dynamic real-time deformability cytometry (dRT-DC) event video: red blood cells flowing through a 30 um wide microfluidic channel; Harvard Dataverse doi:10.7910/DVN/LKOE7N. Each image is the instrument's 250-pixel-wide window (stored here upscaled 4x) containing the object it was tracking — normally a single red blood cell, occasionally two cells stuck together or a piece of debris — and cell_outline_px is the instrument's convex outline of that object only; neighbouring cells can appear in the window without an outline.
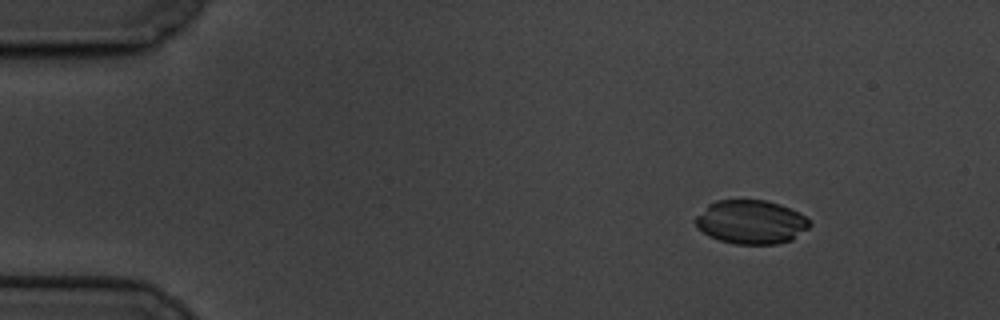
{"species": "common noctule bat (a hibernating species)", "species_latin": "Nyctalus noctula", "temperature_condition": "cold", "stored_images_in_passage": 60, "camera_frame_rate_fps": 3000, "um_per_image_px": 0.085, "animal": {"sex": "male", "body_mass_g": 19.5, "forearm_length_mm": 54.6}, "frame": {"image": 1, "passage_image": 8, "time_ms": 2.333, "image_size_px": [1000, 320], "cell_outline_px": [[812, 224], [808, 228], [792, 240], [776, 244], [736, 244], [720, 240], [708, 236], [696, 228], [692, 220], [708, 204], [716, 200], [764, 200], [780, 204], [812, 220]], "centroid_in_image_um": [63.8, 18.87], "position_along_channel_um": 21.2, "area_um2": 29.36}}
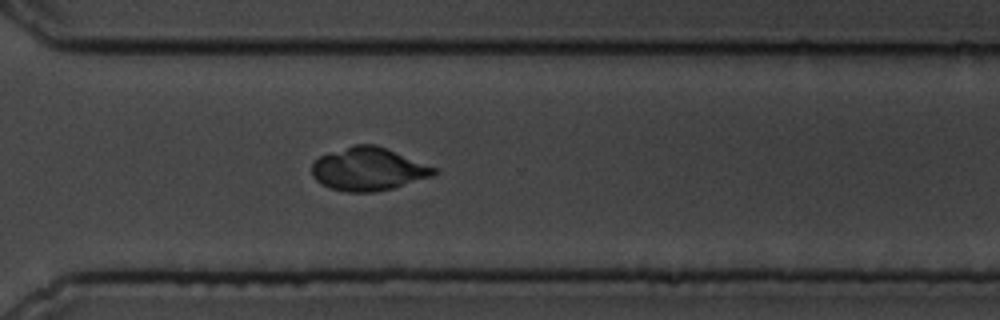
{"frame": {"image": 2, "passage_image": 44, "time_ms": 14.333, "image_size_px": [1000, 320], "cell_outline_px": [[440, 172], [432, 176], [392, 188], [376, 192], [348, 192], [328, 188], [320, 184], [312, 176], [312, 164], [320, 156], [328, 152], [352, 144], [376, 144], [436, 168]], "centroid_in_image_um": [31.27, 14.37], "position_along_channel_um": 339.3, "area_um2": 30.75}}
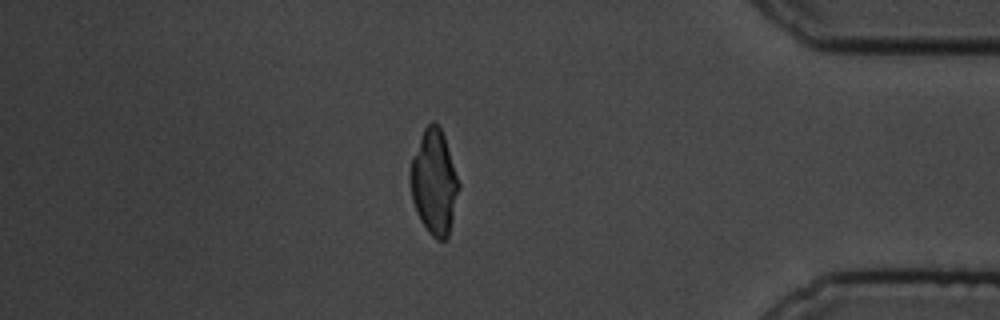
{"frame": {"image": 3, "passage_image": 52, "time_ms": 17.0, "image_size_px": [1000, 320], "cell_outline_px": [[460, 188], [448, 236], [444, 240], [436, 240], [428, 232], [420, 220], [416, 212], [412, 200], [408, 180], [412, 156], [424, 128], [432, 120], [440, 128], [444, 136], [460, 184]], "centroid_in_image_um": [36.88, 15.5], "position_along_channel_um": 398.3, "area_um2": 29.71}}